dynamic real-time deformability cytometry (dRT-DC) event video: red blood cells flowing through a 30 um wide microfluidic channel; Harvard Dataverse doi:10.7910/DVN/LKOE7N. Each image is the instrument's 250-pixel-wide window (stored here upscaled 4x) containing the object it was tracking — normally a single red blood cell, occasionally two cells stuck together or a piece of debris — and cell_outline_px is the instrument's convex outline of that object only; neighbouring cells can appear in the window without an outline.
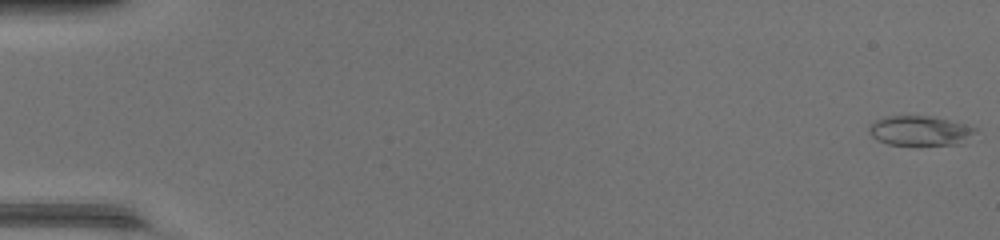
{"species": "common noctule bat (a hibernating species)", "species_latin": "Nyctalus noctula", "temperature_condition": "warm", "stored_images_in_passage": 48, "camera_frame_rate_fps": 3000, "um_per_image_px": 0.085, "animal": {"sex": "female", "body_mass_g": 17.0, "forearm_length_mm": 48.0}, "frame": {"image": 1, "passage_image": 1, "time_ms": 0.0, "image_size_px": [1000, 240], "cell_outline_px": [[976, 132], [960, 144], [888, 144], [876, 140], [868, 132], [868, 128], [876, 120], [884, 116], [928, 116], [948, 120], [964, 124], [976, 128]], "centroid_in_image_um": [78.15, 11.1], "position_along_channel_um": 6.8, "area_um2": 18.09}}
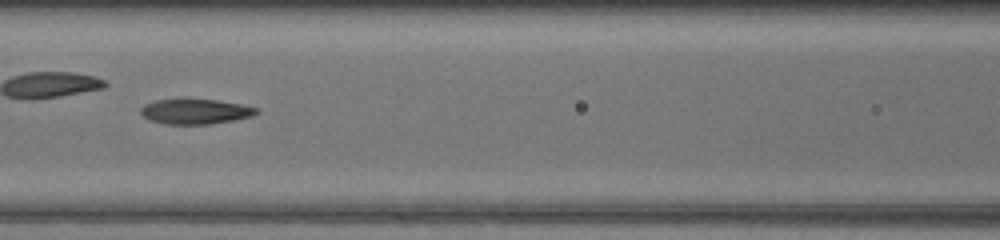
{"frame": {"image": 2, "passage_image": 23, "time_ms": 7.333, "image_size_px": [1000, 240], "cell_outline_px": [[260, 112], [252, 116], [212, 124], [164, 124], [148, 120], [140, 112], [140, 108], [144, 104], [156, 100], [216, 100], [240, 104], [256, 108]], "centroid_in_image_um": [16.58, 9.49], "position_along_channel_um": 150.0, "area_um2": 16.7}}
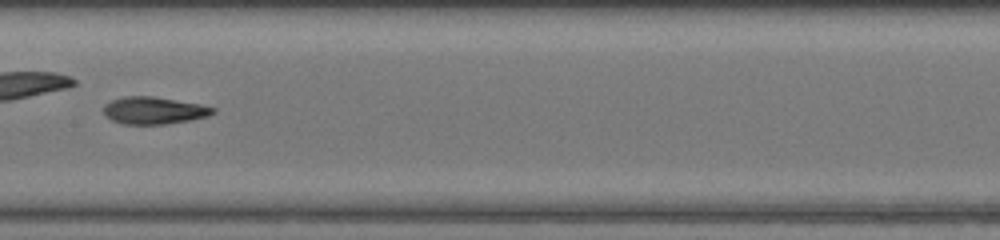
{"frame": {"image": 3, "passage_image": 26, "time_ms": 8.333, "image_size_px": [1000, 240], "cell_outline_px": [[216, 112], [208, 116], [192, 120], [164, 124], [124, 124], [112, 120], [104, 112], [104, 104], [112, 100], [124, 96], [152, 96], [200, 104], [216, 108]], "centroid_in_image_um": [13.11, 9.39], "position_along_channel_um": 194.3, "area_um2": 17.28}, "authors_computed_cell_mechanics": {"area_um2": 18.1203, "velocity_mm_per_s": 4.4354, "shape_relaxation_time_tau1_ms": 2.5414, "shape_relaxation_time_tau2_ms": null, "deformation_change_tau1": 0.1205, "deformation_change_tau2": null}}